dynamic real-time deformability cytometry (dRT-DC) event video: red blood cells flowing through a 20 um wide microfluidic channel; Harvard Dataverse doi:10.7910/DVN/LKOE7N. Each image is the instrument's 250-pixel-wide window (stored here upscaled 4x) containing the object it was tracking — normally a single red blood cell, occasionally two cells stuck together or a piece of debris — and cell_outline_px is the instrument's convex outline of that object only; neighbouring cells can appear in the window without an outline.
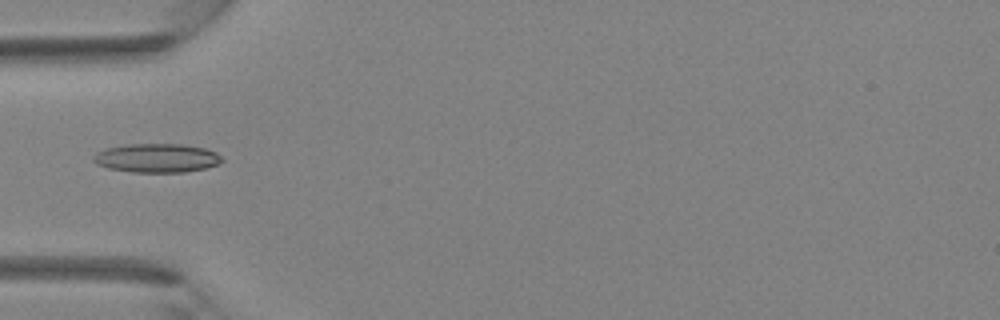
{"species": "Egyptian fruit bat (a non-hibernating species)", "species_latin": "Rousettus aegyptiacus", "temperature_condition": "room temperature", "stored_images_in_passage": 42, "camera_frame_rate_fps": 3000, "um_per_image_px": 0.085, "animal": {"sex": "female"}, "frame": {"image": 1, "passage_image": 14, "time_ms": 4.333, "image_size_px": [1000, 320], "cell_outline_px": [[224, 160], [220, 164], [208, 168], [184, 172], [132, 172], [108, 168], [96, 164], [92, 160], [92, 156], [96, 152], [104, 148], [124, 144], [184, 144], [204, 148], [216, 152]], "centroid_in_image_um": [13.32, 13.43], "position_along_channel_um": 71.7, "area_um2": 21.96}}
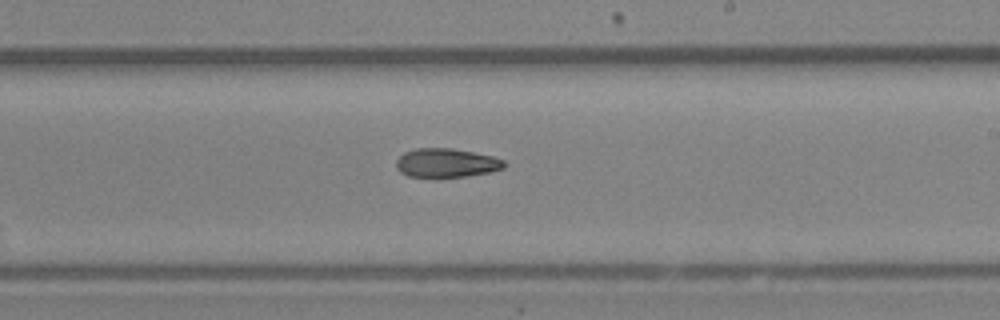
{"frame": {"image": 2, "passage_image": 25, "time_ms": 8.0, "image_size_px": [1000, 320], "cell_outline_px": [[508, 164], [504, 168], [488, 172], [464, 176], [436, 180], [408, 176], [400, 172], [396, 168], [396, 160], [404, 152], [416, 148], [452, 148], [492, 156], [504, 160]], "centroid_in_image_um": [37.9, 13.88], "position_along_channel_um": 251.1, "area_um2": 18.79}}
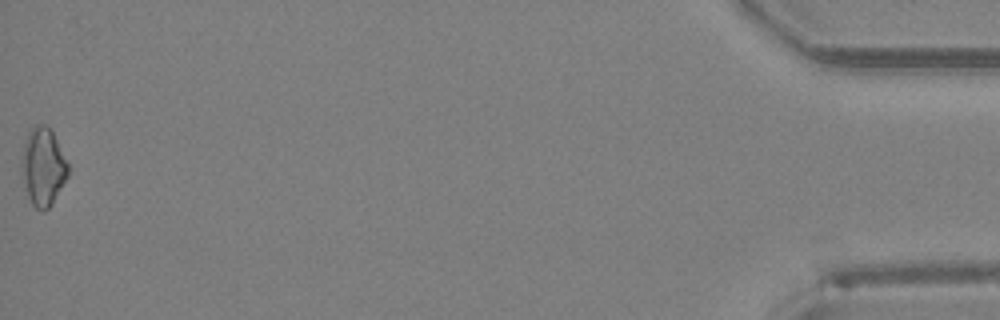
{"frame": {"image": 3, "passage_image": 42, "time_ms": 13.667, "image_size_px": [1000, 320], "cell_outline_px": [[68, 176], [52, 204], [44, 212], [36, 208], [32, 204], [28, 196], [20, 160], [24, 144], [28, 132], [36, 124], [44, 124], [52, 132], [68, 164]], "centroid_in_image_um": [3.66, 14.19], "position_along_channel_um": 431.5, "area_um2": 20.69}}